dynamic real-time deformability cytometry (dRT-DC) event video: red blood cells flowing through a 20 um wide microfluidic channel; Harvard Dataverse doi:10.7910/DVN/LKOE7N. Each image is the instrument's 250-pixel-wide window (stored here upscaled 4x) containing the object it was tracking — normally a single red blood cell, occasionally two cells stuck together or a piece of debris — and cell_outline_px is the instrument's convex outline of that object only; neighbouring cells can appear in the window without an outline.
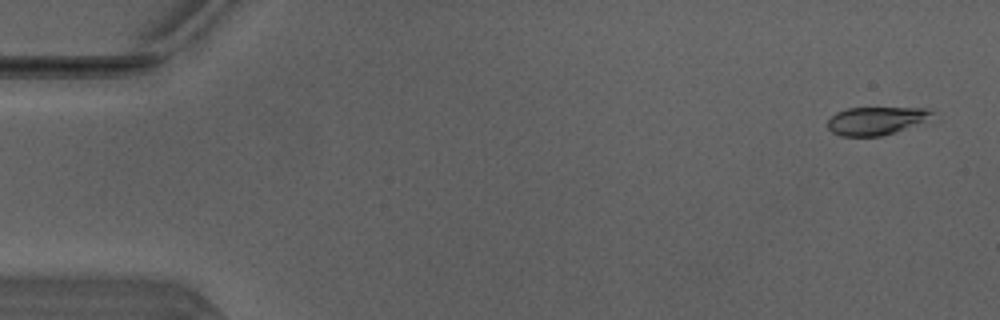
{"species": "Egyptian fruit bat (a non-hibernating species)", "species_latin": "Rousettus aegyptiacus", "temperature_condition": "warm", "stored_images_in_passage": 10, "camera_frame_rate_fps": 3000, "um_per_image_px": 0.085, "animal": {"sex": "male"}, "frame": {"image": 1, "passage_image": 2, "time_ms": 0.333, "image_size_px": [1000, 320], "cell_outline_px": [[932, 112], [920, 120], [896, 132], [880, 136], [840, 136], [832, 132], [828, 128], [828, 120], [836, 112], [848, 108], [924, 108]], "centroid_in_image_um": [74.29, 10.27], "position_along_channel_um": 10.7, "area_um2": 16.3}}